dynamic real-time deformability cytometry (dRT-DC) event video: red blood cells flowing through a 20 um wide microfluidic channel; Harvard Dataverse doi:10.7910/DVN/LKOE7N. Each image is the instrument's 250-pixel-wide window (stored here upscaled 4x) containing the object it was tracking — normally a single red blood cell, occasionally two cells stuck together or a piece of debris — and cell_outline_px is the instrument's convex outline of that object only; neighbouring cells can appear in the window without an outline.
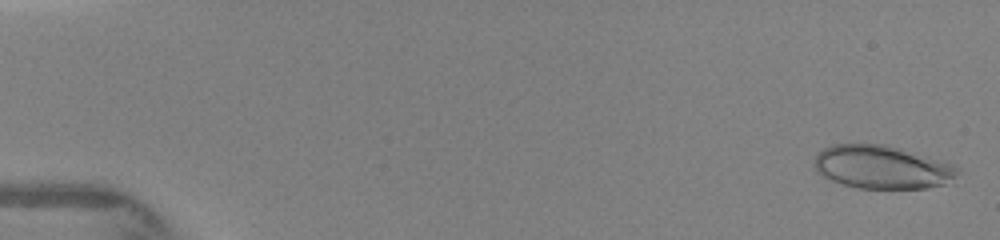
{"species": "human", "species_latin": "Homo sapiens", "temperature_condition": "warm", "stored_images_in_passage": 26, "camera_frame_rate_fps": 3000, "um_per_image_px": 0.085, "donor": {"sex": "female"}, "frame": {"image": 1, "passage_image": 1, "time_ms": 0.0, "image_size_px": [1000, 240], "cell_outline_px": [[960, 172], [956, 184], [928, 188], [860, 188], [844, 184], [832, 180], [816, 172], [812, 164], [816, 156], [824, 148], [832, 144], [888, 144], [948, 164], [956, 168]], "centroid_in_image_um": [75.0, 14.22], "position_along_channel_um": 10.0, "area_um2": 36.24}}
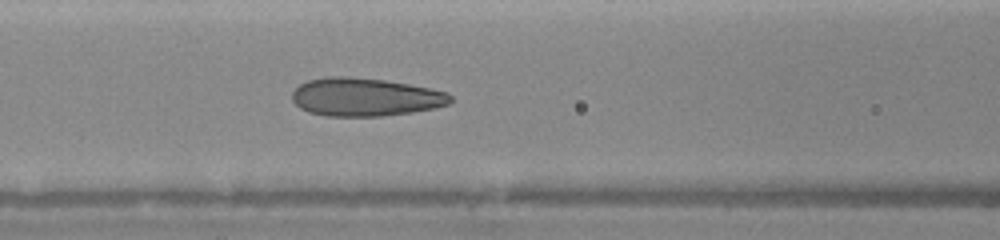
{"frame": {"image": 2, "passage_image": 26, "time_ms": 6.333, "image_size_px": [1000, 240], "cell_outline_px": [[452, 100], [448, 104], [436, 108], [412, 112], [380, 116], [324, 116], [308, 112], [300, 108], [292, 100], [292, 92], [300, 84], [308, 80], [328, 76], [344, 76], [384, 80], [408, 84], [448, 92], [452, 96]], "centroid_in_image_um": [31.03, 8.25], "position_along_channel_um": 135.6, "area_um2": 35.26}}